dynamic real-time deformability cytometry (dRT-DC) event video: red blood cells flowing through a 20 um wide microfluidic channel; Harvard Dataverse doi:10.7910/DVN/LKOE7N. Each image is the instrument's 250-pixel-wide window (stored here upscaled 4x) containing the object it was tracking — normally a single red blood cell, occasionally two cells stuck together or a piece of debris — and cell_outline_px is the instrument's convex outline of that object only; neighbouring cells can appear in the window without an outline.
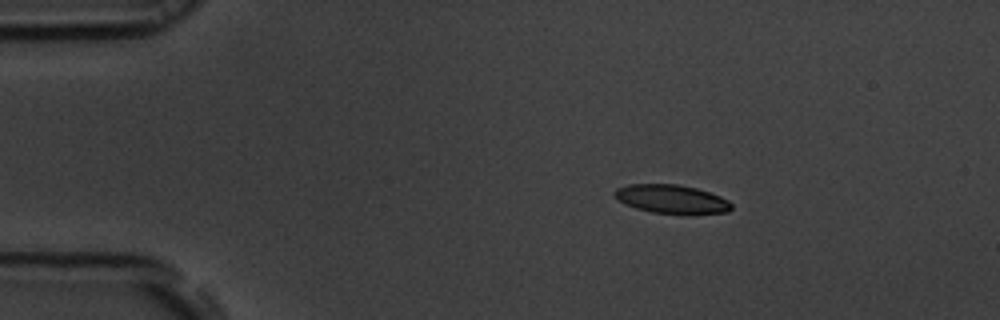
{"species": "common noctule bat (a hibernating species)", "species_latin": "Nyctalus noctula", "temperature_condition": "room temperature", "stored_images_in_passage": 54, "camera_frame_rate_fps": 3000, "um_per_image_px": 0.085, "animal": {"sex": "male", "body_mass_g": 19.5, "forearm_length_mm": 54.6}, "frame": {"image": 1, "passage_image": 9, "time_ms": 2.667, "image_size_px": [1000, 320], "cell_outline_px": [[732, 208], [728, 212], [652, 212], [636, 208], [624, 204], [616, 196], [616, 188], [628, 184], [676, 184], [696, 188], [720, 196], [728, 200], [732, 204]], "centroid_in_image_um": [57.07, 16.89], "position_along_channel_um": 27.9, "area_um2": 18.79}}
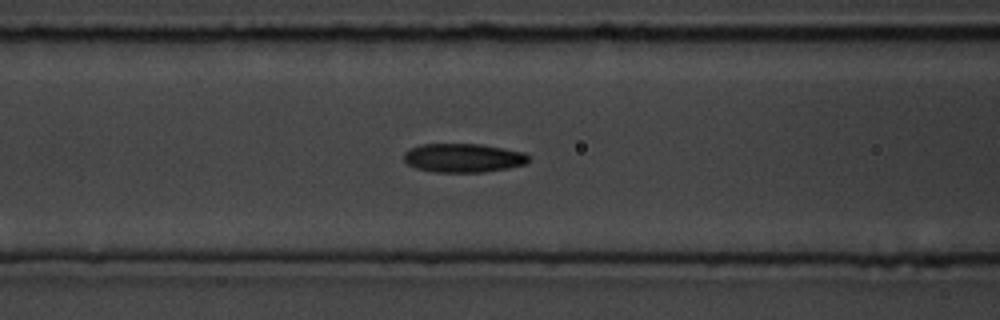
{"frame": {"image": 2, "passage_image": 22, "time_ms": 7.0, "image_size_px": [1000, 320], "cell_outline_px": [[532, 160], [524, 164], [508, 168], [484, 172], [436, 172], [416, 168], [408, 164], [404, 160], [404, 152], [420, 144], [480, 144], [504, 148], [524, 152]], "centroid_in_image_um": [39.4, 13.42], "position_along_channel_um": 127.2, "area_um2": 20.98}}
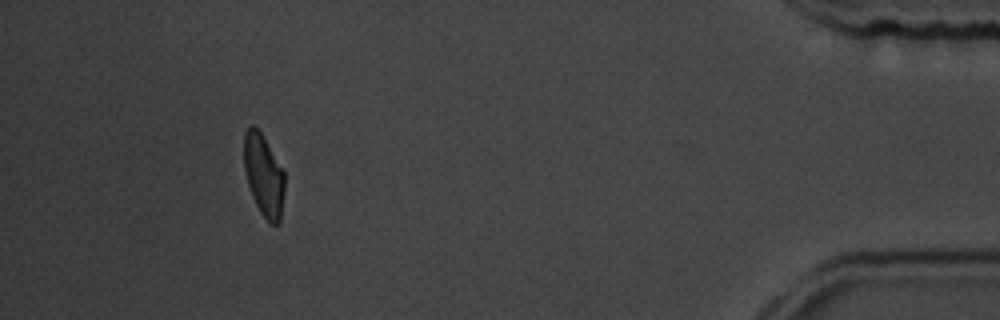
{"frame": {"image": 3, "passage_image": 50, "time_ms": 16.333, "image_size_px": [1000, 320], "cell_outline_px": [[284, 192], [280, 224], [272, 224], [260, 212], [252, 196], [248, 184], [244, 168], [244, 132], [248, 124], [252, 124], [260, 132], [284, 172]], "centroid_in_image_um": [22.4, 14.9], "position_along_channel_um": 412.8, "area_um2": 19.19}, "authors_computed_cell_mechanics": {"area_um2": 20.5768, "velocity_mm_per_s": 3.7333, "shape_relaxation_time_tau1_ms": 7.3589, "shape_relaxation_time_tau2_ms": 2.0915, "deformation_change_tau1": 0.1802, "deformation_change_tau2": 0.0816}}